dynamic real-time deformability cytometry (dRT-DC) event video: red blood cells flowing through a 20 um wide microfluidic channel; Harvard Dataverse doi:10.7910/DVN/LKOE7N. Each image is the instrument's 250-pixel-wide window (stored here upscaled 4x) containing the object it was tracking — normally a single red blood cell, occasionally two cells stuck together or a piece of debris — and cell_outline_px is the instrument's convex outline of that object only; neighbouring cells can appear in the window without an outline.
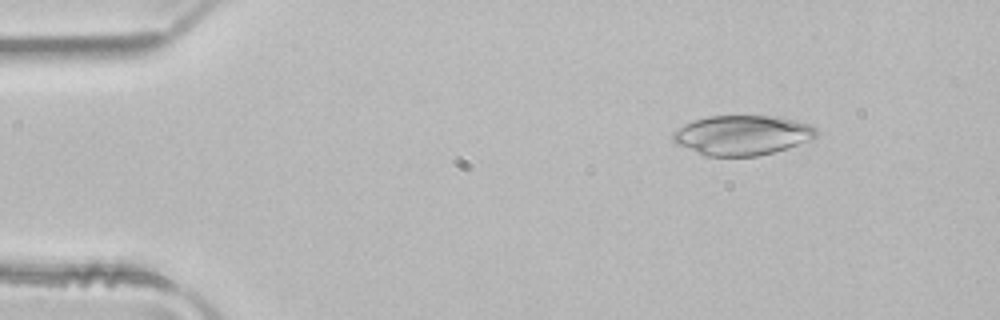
{"species": "common noctule bat (a hibernating species)", "species_latin": "Nyctalus noctula", "temperature_condition": "room temperature", "stored_images_in_passage": 2, "camera_frame_rate_fps": 3000, "um_per_image_px": 0.085, "animal": {"sex": "male", "body_mass_g": 21.5, "forearm_length_mm": 52.0}, "frame": {"image": 1, "passage_image": 1, "time_ms": 0.0, "image_size_px": [1000, 320], "cell_outline_px": [[820, 132], [812, 140], [772, 152], [756, 156], [708, 156], [676, 144], [672, 140], [672, 132], [684, 124], [692, 120], [708, 116], [776, 116], [808, 124], [816, 128]], "centroid_in_image_um": [63.07, 11.48], "position_along_channel_um": 21.9, "area_um2": 33.18}}